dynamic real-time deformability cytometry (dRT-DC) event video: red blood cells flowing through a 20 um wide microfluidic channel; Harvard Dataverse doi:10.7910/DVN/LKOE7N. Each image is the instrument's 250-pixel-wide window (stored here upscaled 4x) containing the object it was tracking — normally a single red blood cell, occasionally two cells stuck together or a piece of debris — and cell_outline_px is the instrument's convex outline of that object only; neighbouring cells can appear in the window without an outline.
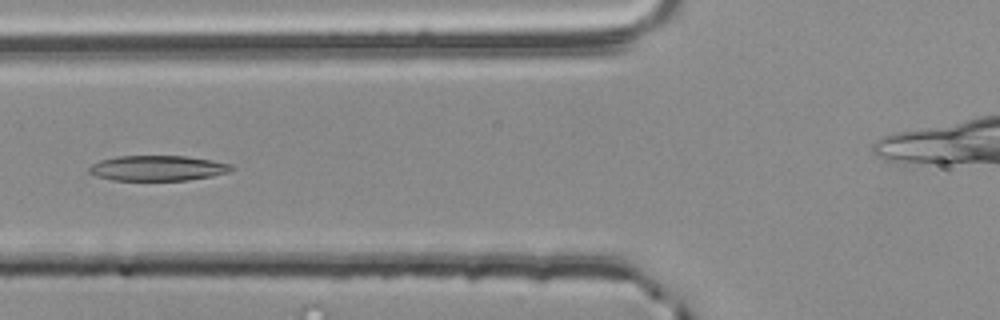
{"species": "common noctule bat (a hibernating species)", "species_latin": "Nyctalus noctula", "temperature_condition": "room temperature", "stored_images_in_passage": 38, "camera_frame_rate_fps": 3000, "um_per_image_px": 0.085, "animal": {"sex": "male", "body_mass_g": 20.4}, "frame": {"image": 1, "passage_image": 4, "time_ms": 1.0, "image_size_px": [1000, 320], "cell_outline_px": [[236, 168], [232, 172], [212, 176], [188, 180], [112, 180], [96, 176], [88, 172], [88, 168], [92, 164], [100, 160], [116, 156], [188, 156], [212, 160], [232, 164]], "centroid_in_image_um": [13.44, 14.29], "position_along_channel_um": 112.4, "area_um2": 21.21}}
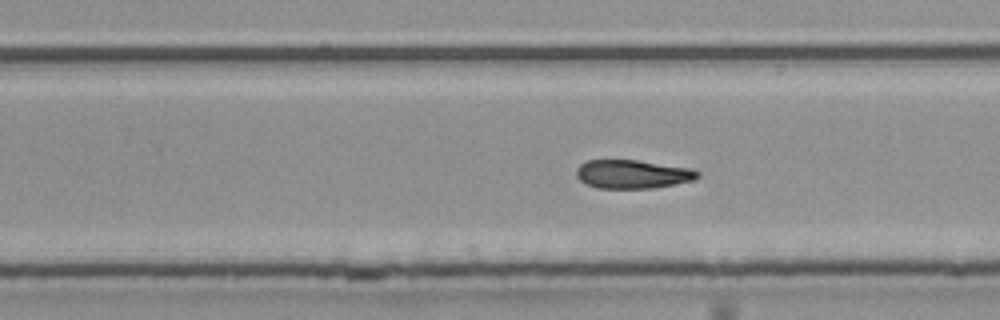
{"frame": {"image": 2, "passage_image": 17, "time_ms": 5.333, "image_size_px": [1000, 320], "cell_outline_px": [[700, 176], [692, 180], [676, 184], [652, 188], [596, 188], [584, 184], [576, 176], [576, 168], [580, 164], [588, 160], [636, 160], [688, 168], [700, 172]], "centroid_in_image_um": [53.72, 14.81], "position_along_channel_um": 276.1, "area_um2": 20.17}}
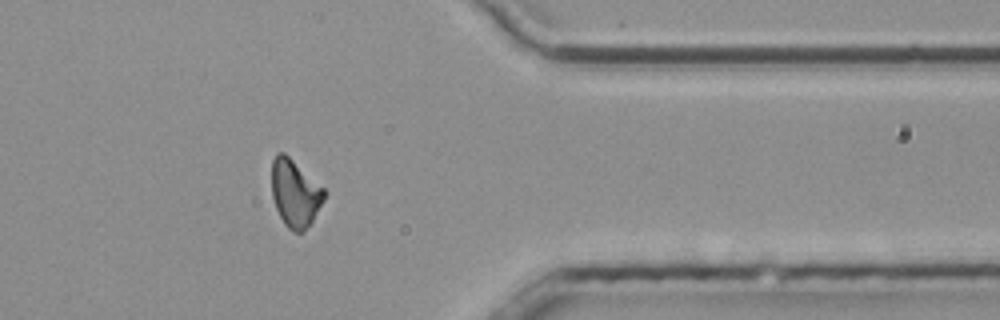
{"frame": {"image": 3, "passage_image": 27, "time_ms": 8.667, "image_size_px": [1000, 320], "cell_outline_px": [[324, 200], [312, 220], [300, 232], [292, 232], [284, 224], [276, 208], [272, 196], [272, 160], [276, 152], [284, 152], [324, 188]], "centroid_in_image_um": [25.05, 16.4], "position_along_channel_um": 386.4, "area_um2": 20.29}}